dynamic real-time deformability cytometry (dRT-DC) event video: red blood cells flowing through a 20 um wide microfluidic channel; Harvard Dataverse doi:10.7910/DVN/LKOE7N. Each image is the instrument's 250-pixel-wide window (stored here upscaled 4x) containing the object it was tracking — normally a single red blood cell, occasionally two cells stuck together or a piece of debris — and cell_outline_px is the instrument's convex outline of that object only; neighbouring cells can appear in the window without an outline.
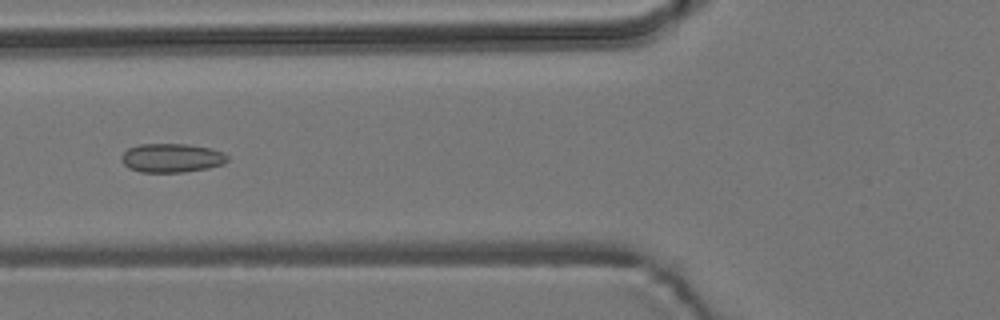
{"species": "common noctule bat (a hibernating species)", "species_latin": "Nyctalus noctula", "temperature_condition": "room temperature", "stored_images_in_passage": 38, "camera_frame_rate_fps": 3000, "um_per_image_px": 0.085, "animal": {"sex": "male", "body_mass_g": 19.2, "forearm_length_mm": 51.8}, "frame": {"image": 1, "passage_image": 4, "time_ms": 1.0, "image_size_px": [1000, 320], "cell_outline_px": [[228, 160], [224, 164], [208, 168], [184, 172], [140, 172], [128, 168], [120, 160], [120, 156], [128, 148], [140, 144], [188, 144], [212, 148], [224, 152], [228, 156]], "centroid_in_image_um": [14.6, 13.42], "position_along_channel_um": 111.2, "area_um2": 18.09}}
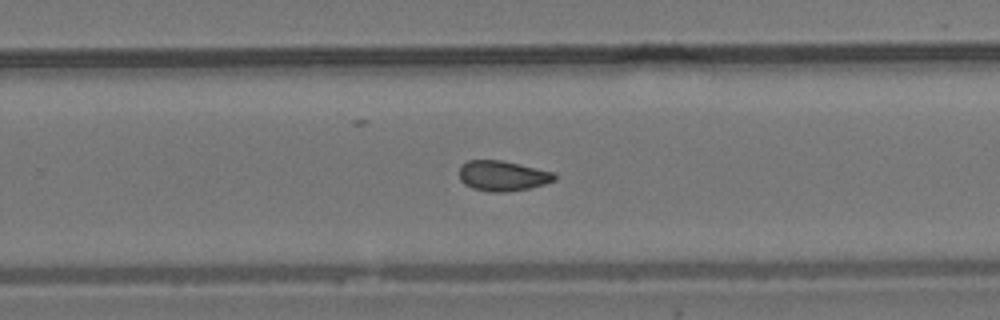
{"frame": {"image": 2, "passage_image": 18, "time_ms": 5.667, "image_size_px": [1000, 320], "cell_outline_px": [[556, 180], [544, 184], [528, 188], [504, 192], [492, 192], [472, 188], [464, 184], [460, 180], [460, 164], [468, 160], [500, 160], [520, 164], [556, 172]], "centroid_in_image_um": [42.73, 14.93], "position_along_channel_um": 287.1, "area_um2": 16.88}}
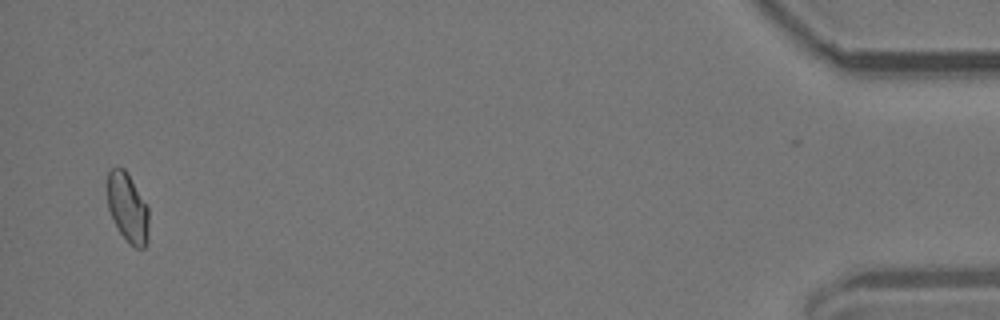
{"frame": {"image": 3, "passage_image": 36, "time_ms": 11.667, "image_size_px": [1000, 320], "cell_outline_px": [[148, 240], [144, 248], [136, 248], [120, 232], [108, 208], [108, 172], [112, 168], [124, 168], [148, 208]], "centroid_in_image_um": [10.86, 17.67], "position_along_channel_um": 424.3, "area_um2": 16.13}}